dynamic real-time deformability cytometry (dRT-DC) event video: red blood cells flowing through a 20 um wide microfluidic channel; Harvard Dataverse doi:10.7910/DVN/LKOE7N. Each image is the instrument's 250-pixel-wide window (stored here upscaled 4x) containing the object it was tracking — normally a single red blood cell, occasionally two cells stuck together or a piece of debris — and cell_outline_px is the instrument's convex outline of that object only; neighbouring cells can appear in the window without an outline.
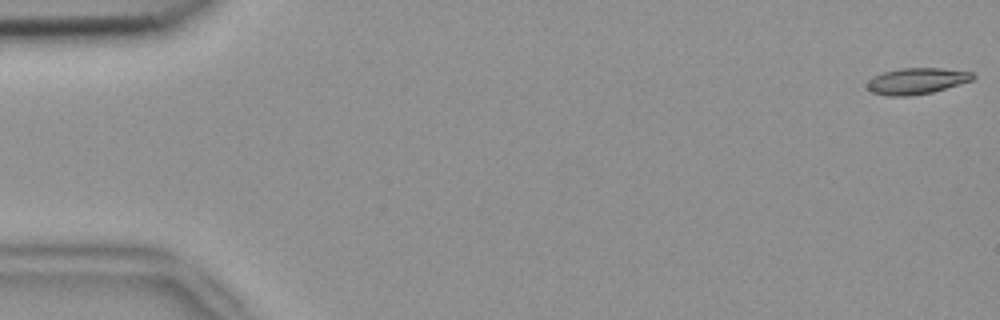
{"species": "common noctule bat (a hibernating species)", "species_latin": "Nyctalus noctula", "temperature_condition": "room temperature", "stored_images_in_passage": 54, "segment_of_instrument_passage": [1, 2], "camera_frame_rate_fps": 3000, "um_per_image_px": 0.085, "animal": {"sex": "female", "body_mass_g": 18.4}, "frame": {"image": 1, "passage_image": 1, "time_ms": 0.0, "image_size_px": [1000, 320], "cell_outline_px": [[976, 76], [972, 80], [932, 92], [908, 96], [888, 96], [872, 92], [868, 88], [868, 80], [872, 76], [884, 72], [900, 68], [940, 68], [972, 72]], "centroid_in_image_um": [77.9, 6.88], "position_along_channel_um": 7.1, "area_um2": 16.01}}
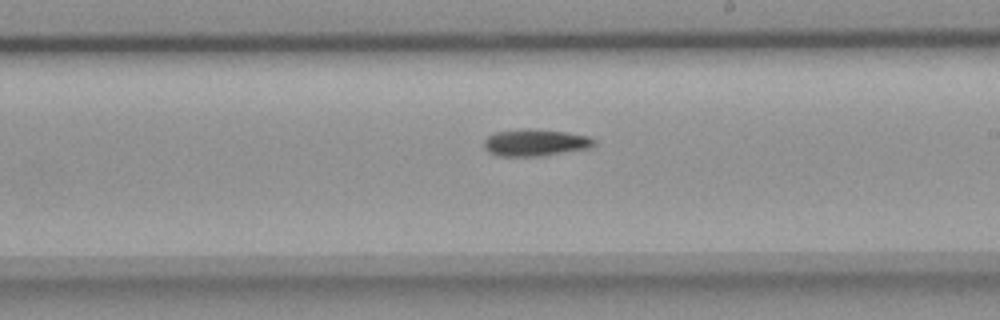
{"frame": {"image": 2, "passage_image": 31, "time_ms": 10.0, "image_size_px": [1000, 320], "cell_outline_px": [[596, 144], [588, 148], [544, 156], [500, 156], [488, 152], [484, 148], [484, 140], [488, 136], [496, 132], [524, 128], [568, 132], [588, 136], [596, 140]], "centroid_in_image_um": [45.5, 12.12], "position_along_channel_um": 243.5, "area_um2": 17.34}}
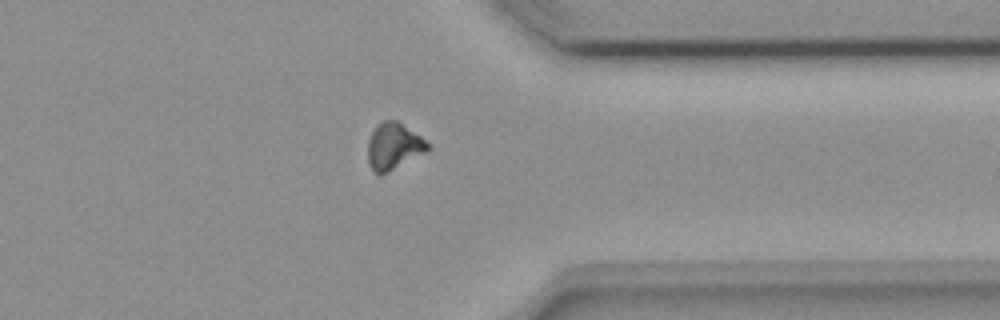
{"frame": {"image": 3, "passage_image": 42, "time_ms": 13.667, "image_size_px": [1000, 320], "cell_outline_px": [[432, 148], [428, 152], [380, 176], [376, 176], [372, 172], [368, 164], [368, 140], [372, 132], [384, 120], [396, 120], [432, 144]], "centroid_in_image_um": [33.49, 12.49], "position_along_channel_um": 377.9, "area_um2": 16.59}}